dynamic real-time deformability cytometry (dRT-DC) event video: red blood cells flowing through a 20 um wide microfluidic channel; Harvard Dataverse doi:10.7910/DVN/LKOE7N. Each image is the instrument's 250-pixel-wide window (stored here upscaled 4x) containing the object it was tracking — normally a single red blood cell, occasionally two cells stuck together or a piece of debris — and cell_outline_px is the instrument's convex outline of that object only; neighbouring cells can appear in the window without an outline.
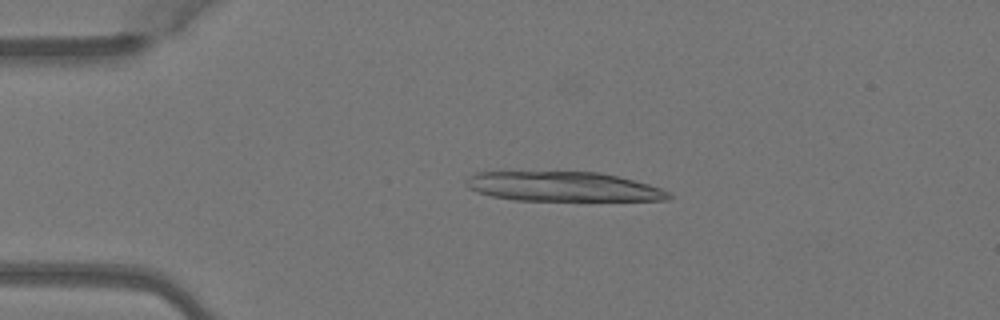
{"species": "Egyptian fruit bat (a non-hibernating species)", "species_latin": "Rousettus aegyptiacus", "temperature_condition": "warm", "stored_images_in_passage": 4, "camera_frame_rate_fps": 3000, "um_per_image_px": 0.085, "animal": {"sex": "female"}, "frame": {"image": 1, "passage_image": 3, "time_ms": 0.667, "image_size_px": [1000, 320], "cell_outline_px": [[672, 196], [668, 200], [512, 200], [492, 196], [468, 188], [464, 184], [464, 180], [468, 176], [476, 172], [600, 172], [648, 184], [660, 188], [668, 192]], "centroid_in_image_um": [47.81, 15.86], "position_along_channel_um": 37.2, "area_um2": 34.68}}